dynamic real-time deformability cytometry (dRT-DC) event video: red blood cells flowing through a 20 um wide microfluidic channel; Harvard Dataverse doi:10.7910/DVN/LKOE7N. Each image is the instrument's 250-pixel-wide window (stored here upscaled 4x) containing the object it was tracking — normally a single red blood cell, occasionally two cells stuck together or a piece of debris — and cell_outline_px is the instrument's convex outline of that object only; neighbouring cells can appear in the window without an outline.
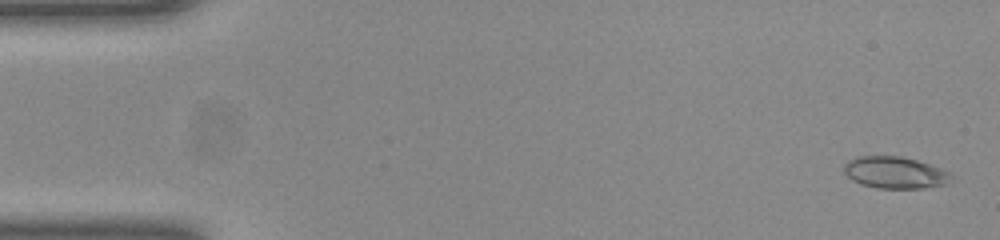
{"species": "common noctule bat (a hibernating species)", "species_latin": "Nyctalus noctula", "temperature_condition": "room temperature", "stored_images_in_passage": 50, "camera_frame_rate_fps": 3000, "um_per_image_px": 0.085, "animal": {"sex": "female", "body_mass_g": 23.0, "forearm_length_mm": 53.4}, "frame": {"image": 1, "passage_image": 2, "time_ms": 0.333, "image_size_px": [1000, 240], "cell_outline_px": [[948, 176], [944, 184], [920, 188], [876, 188], [860, 184], [852, 180], [844, 172], [844, 164], [848, 160], [860, 156], [900, 156], [916, 160], [940, 168], [948, 172]], "centroid_in_image_um": [75.97, 14.66], "position_along_channel_um": 9.0, "area_um2": 19.42}}
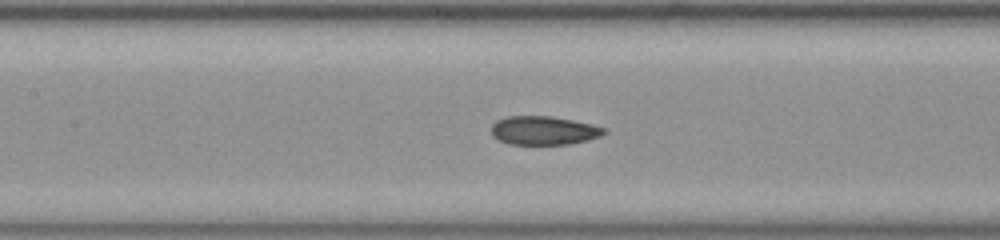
{"frame": {"image": 2, "passage_image": 23, "time_ms": 7.333, "image_size_px": [1000, 240], "cell_outline_px": [[608, 132], [600, 136], [568, 144], [508, 144], [492, 136], [492, 124], [496, 120], [504, 116], [552, 116], [592, 124], [604, 128]], "centroid_in_image_um": [46.18, 11.08], "position_along_channel_um": 161.2, "area_um2": 18.79}}
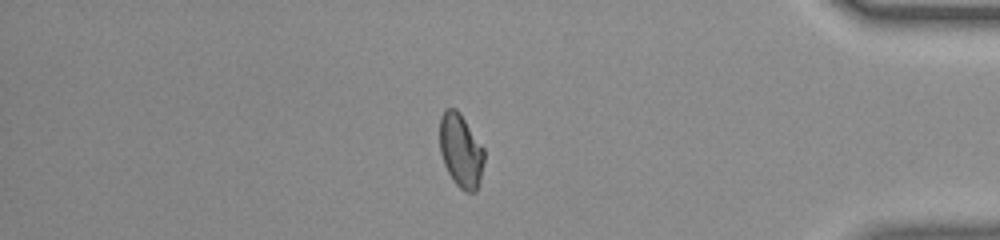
{"frame": {"image": 3, "passage_image": 43, "time_ms": 14.0, "image_size_px": [1000, 240], "cell_outline_px": [[484, 160], [480, 180], [476, 192], [464, 192], [452, 180], [444, 164], [440, 152], [440, 116], [444, 108], [456, 108], [460, 112], [484, 148]], "centroid_in_image_um": [39.16, 12.79], "position_along_channel_um": 396.0, "area_um2": 19.25}, "authors_computed_cell_mechanics": {"area_um2": 19.1896, "velocity_mm_per_s": 4.0507, "shape_relaxation_time_tau1_ms": null, "shape_relaxation_time_tau2_ms": 1.7422, "deformation_change_tau1": null, "deformation_change_tau2": 0.0568}}